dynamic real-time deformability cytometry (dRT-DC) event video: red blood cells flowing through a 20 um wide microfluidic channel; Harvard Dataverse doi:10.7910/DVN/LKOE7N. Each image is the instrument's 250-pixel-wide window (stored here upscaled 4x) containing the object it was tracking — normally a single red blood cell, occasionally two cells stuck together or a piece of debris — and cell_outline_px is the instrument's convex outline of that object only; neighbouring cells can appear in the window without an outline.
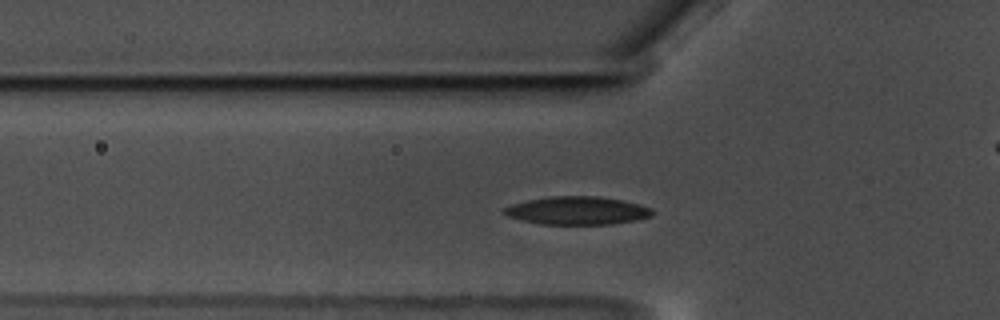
{"species": "common noctule bat (a hibernating species)", "species_latin": "Nyctalus noctula", "temperature_condition": "warm", "stored_images_in_passage": 56, "camera_frame_rate_fps": 3000, "um_per_image_px": 0.085, "animal": {"sex": "male", "body_mass_g": 17.5, "forearm_length_mm": 52.3}, "frame": {"image": 1, "passage_image": 16, "time_ms": 5.0, "image_size_px": [1000, 320], "cell_outline_px": [[656, 212], [652, 216], [636, 220], [612, 224], [540, 224], [508, 216], [500, 212], [500, 208], [512, 204], [528, 200], [548, 196], [596, 196], [624, 200], [652, 208]], "centroid_in_image_um": [49.07, 17.89], "position_along_channel_um": 76.7, "area_um2": 24.45}}
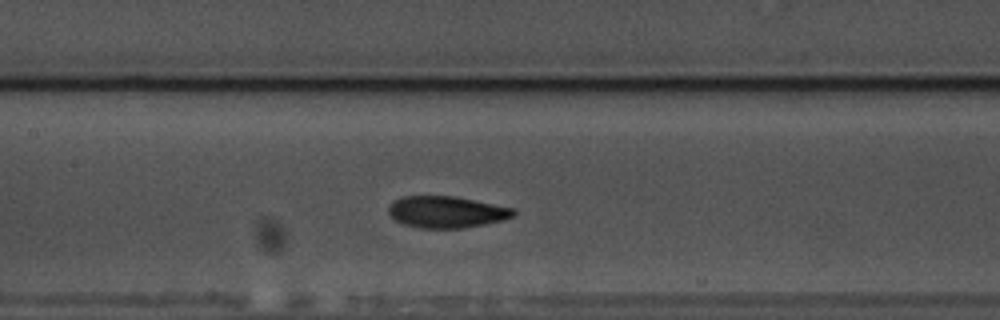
{"frame": {"image": 2, "passage_image": 24, "time_ms": 7.667, "image_size_px": [1000, 320], "cell_outline_px": [[516, 216], [504, 220], [464, 228], [420, 228], [404, 224], [392, 220], [388, 212], [388, 208], [392, 200], [400, 196], [456, 196], [516, 208]], "centroid_in_image_um": [37.95, 18.01], "position_along_channel_um": 169.4, "area_um2": 23.52}}
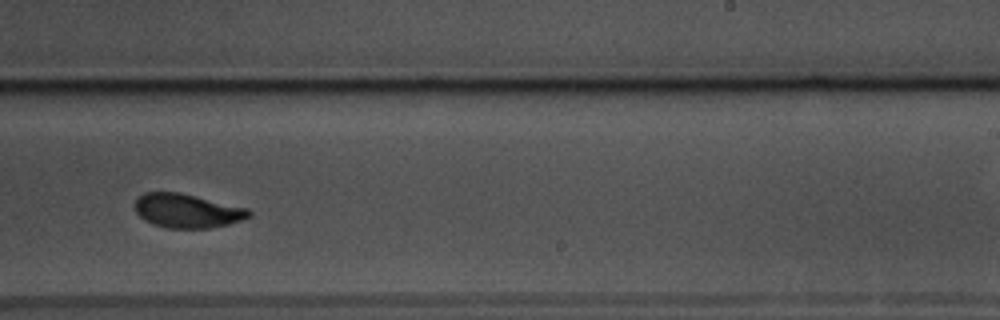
{"frame": {"image": 3, "passage_image": 33, "time_ms": 10.667, "image_size_px": [1000, 320], "cell_outline_px": [[252, 216], [228, 224], [212, 228], [168, 228], [152, 224], [144, 220], [136, 212], [136, 200], [144, 192], [180, 192], [248, 208], [252, 212]], "centroid_in_image_um": [15.92, 17.92], "position_along_channel_um": 273.1, "area_um2": 22.6}, "authors_computed_cell_mechanics": {"area_um2": 22.8599, "velocity_mm_per_s": 3.4725, "shape_relaxation_time_tau1_ms": 4.3813, "shape_relaxation_time_tau2_ms": 2.0776, "deformation_change_tau1": 0.1703, "deformation_change_tau2": 0.0672}}